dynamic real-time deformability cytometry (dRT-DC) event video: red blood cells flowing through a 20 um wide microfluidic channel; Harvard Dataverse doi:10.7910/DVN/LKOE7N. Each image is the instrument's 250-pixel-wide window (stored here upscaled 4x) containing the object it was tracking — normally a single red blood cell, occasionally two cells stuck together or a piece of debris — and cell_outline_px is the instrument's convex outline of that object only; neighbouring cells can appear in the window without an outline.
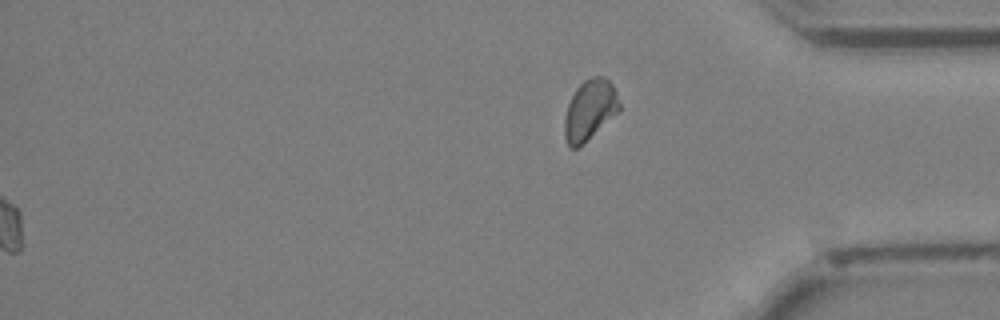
{"species": "Egyptian fruit bat (a non-hibernating species)", "species_latin": "Rousettus aegyptiacus", "temperature_condition": "cold", "stored_images_in_passage": 42, "segment_of_instrument_passage": [2, 2], "camera_frame_rate_fps": 3000, "um_per_image_px": 0.085, "animal": {"sex": "female"}, "frame": {"image": 1, "passage_image": 42, "time_ms": 13.667, "image_size_px": [1000, 320], "cell_outline_px": [[620, 112], [576, 148], [568, 148], [564, 136], [564, 120], [568, 104], [576, 88], [584, 80], [592, 76], [604, 76], [612, 84], [616, 92], [620, 104]], "centroid_in_image_um": [50.13, 9.33], "position_along_channel_um": 385.1, "area_um2": 19.25}}